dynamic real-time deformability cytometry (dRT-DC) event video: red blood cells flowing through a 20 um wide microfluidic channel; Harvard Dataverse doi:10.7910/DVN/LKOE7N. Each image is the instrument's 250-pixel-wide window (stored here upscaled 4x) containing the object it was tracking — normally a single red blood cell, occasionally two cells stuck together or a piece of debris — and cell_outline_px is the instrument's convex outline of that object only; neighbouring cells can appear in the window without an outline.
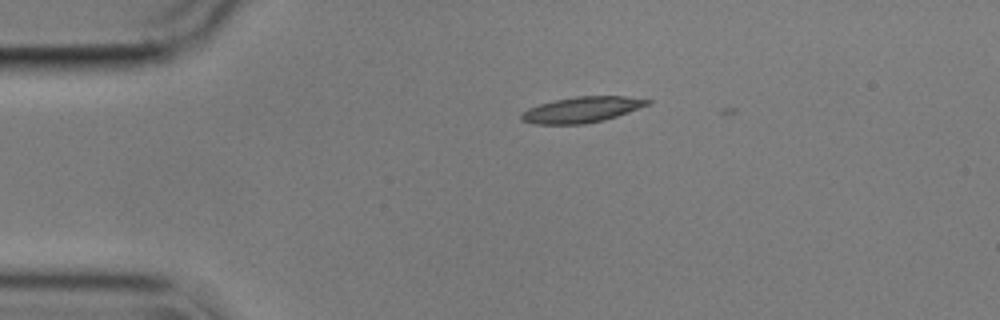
{"species": "common noctule bat (a hibernating species)", "species_latin": "Nyctalus noctula", "temperature_condition": "cold", "stored_images_in_passage": 4, "camera_frame_rate_fps": 3000, "um_per_image_px": 0.085, "animal": {"sex": "male", "body_mass_g": 17.9}, "frame": {"image": 1, "passage_image": 2, "time_ms": 0.333, "image_size_px": [1000, 320], "cell_outline_px": [[652, 104], [604, 120], [584, 124], [536, 124], [520, 120], [520, 116], [528, 108], [540, 104], [556, 100], [576, 96], [624, 96], [652, 100]], "centroid_in_image_um": [49.48, 9.32], "position_along_channel_um": 35.5, "area_um2": 18.84}}